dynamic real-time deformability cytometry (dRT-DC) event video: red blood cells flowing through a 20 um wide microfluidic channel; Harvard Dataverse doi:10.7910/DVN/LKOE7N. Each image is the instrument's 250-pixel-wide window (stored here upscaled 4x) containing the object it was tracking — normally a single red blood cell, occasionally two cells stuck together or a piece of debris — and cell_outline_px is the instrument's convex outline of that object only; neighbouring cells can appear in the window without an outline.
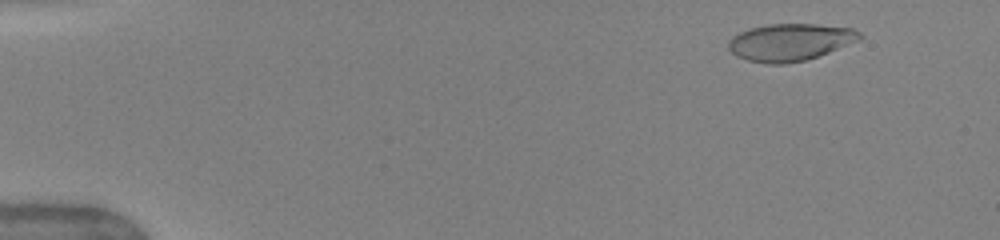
{"species": "human", "species_latin": "Homo sapiens", "temperature_condition": "warm", "stored_images_in_passage": 50, "camera_frame_rate_fps": 3000, "um_per_image_px": 0.085, "donor": {"sex": "female"}, "frame": {"image": 1, "passage_image": 5, "time_ms": 1.333, "image_size_px": [1000, 240], "cell_outline_px": [[864, 36], [860, 40], [828, 52], [804, 60], [784, 64], [764, 64], [748, 60], [736, 56], [728, 48], [728, 40], [732, 36], [740, 32], [752, 28], [768, 24], [816, 24], [852, 28], [860, 32]], "centroid_in_image_um": [67.15, 3.58], "position_along_channel_um": 17.9, "area_um2": 28.38}}
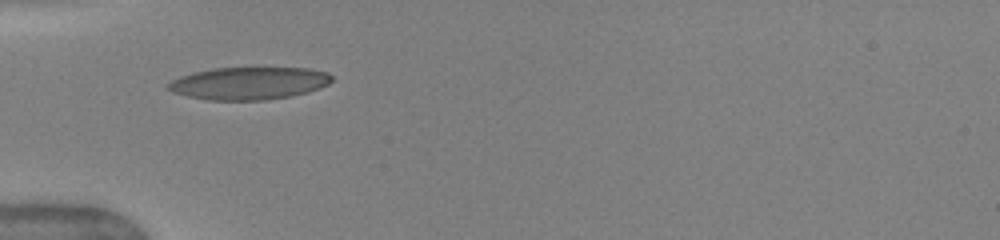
{"frame": {"image": 2, "passage_image": 17, "time_ms": 5.333, "image_size_px": [1000, 240], "cell_outline_px": [[332, 80], [328, 84], [320, 88], [308, 92], [292, 96], [264, 100], [208, 100], [188, 96], [172, 92], [164, 88], [164, 84], [180, 76], [192, 72], [212, 68], [308, 68], [328, 72], [332, 76]], "centroid_in_image_um": [21.12, 7.08], "position_along_channel_um": 63.9, "area_um2": 31.33}}
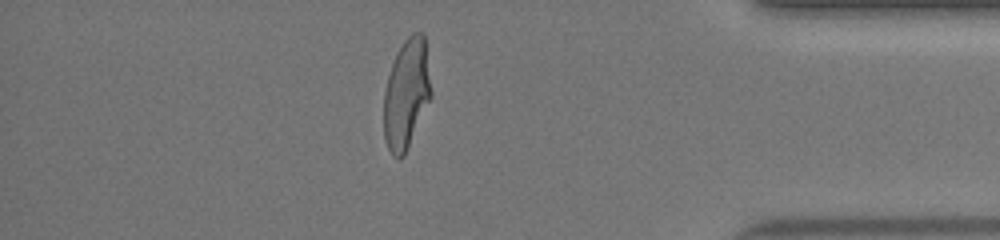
{"frame": {"image": 3, "passage_image": 44, "time_ms": 14.333, "image_size_px": [1000, 240], "cell_outline_px": [[432, 96], [404, 156], [400, 160], [392, 156], [388, 148], [384, 136], [384, 92], [388, 76], [396, 52], [404, 40], [412, 32], [424, 32], [432, 92]], "centroid_in_image_um": [34.55, 7.98], "position_along_channel_um": 400.6, "area_um2": 30.46}, "authors_computed_cell_mechanics": {"area_um2": 30.4317, "velocity_mm_per_s": 4.0684, "shape_relaxation_time_tau1_ms": 4.5114, "shape_relaxation_time_tau2_ms": null, "deformation_change_tau1": 0.2161, "deformation_change_tau2": null}}